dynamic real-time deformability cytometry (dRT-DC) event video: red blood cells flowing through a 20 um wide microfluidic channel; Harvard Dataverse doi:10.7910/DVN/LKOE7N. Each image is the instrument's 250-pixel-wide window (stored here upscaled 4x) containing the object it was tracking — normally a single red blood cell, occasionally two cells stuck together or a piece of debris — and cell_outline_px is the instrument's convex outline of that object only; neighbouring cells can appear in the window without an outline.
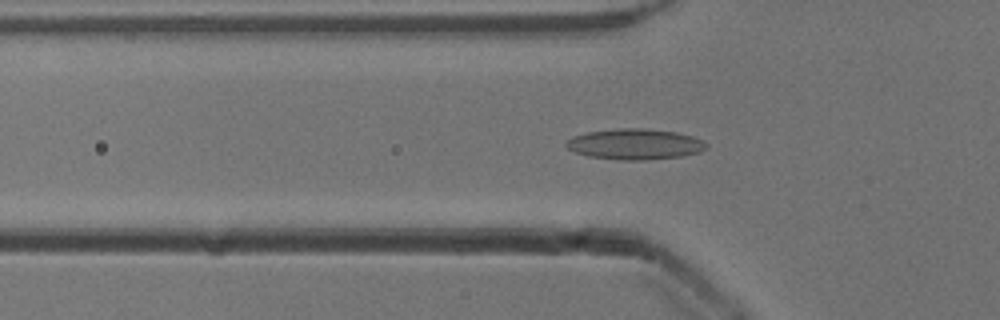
{"species": "common noctule bat (a hibernating species)", "species_latin": "Nyctalus noctula", "temperature_condition": "cold", "stored_images_in_passage": 43, "camera_frame_rate_fps": 3000, "um_per_image_px": 0.085, "animal": {"sex": "male", "body_mass_g": 13.3}, "frame": {"image": 1, "passage_image": 7, "time_ms": 2.0, "image_size_px": [1000, 320], "cell_outline_px": [[708, 148], [700, 152], [684, 156], [648, 160], [620, 160], [588, 156], [576, 152], [568, 148], [564, 144], [572, 136], [588, 132], [620, 128], [644, 128], [676, 132], [692, 136], [708, 144]], "centroid_in_image_um": [53.99, 12.26], "position_along_channel_um": 71.8, "area_um2": 25.14}}
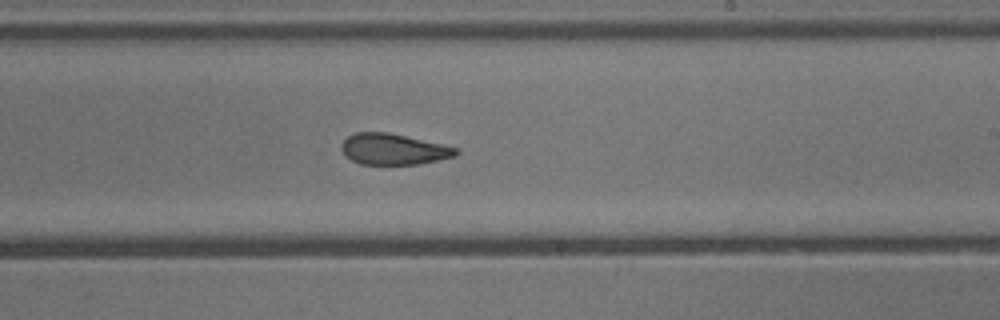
{"frame": {"image": 2, "passage_image": 21, "time_ms": 6.667, "image_size_px": [1000, 320], "cell_outline_px": [[460, 152], [456, 156], [420, 164], [360, 164], [344, 156], [340, 148], [340, 144], [348, 136], [356, 132], [388, 132], [440, 144], [456, 148]], "centroid_in_image_um": [33.4, 12.69], "position_along_channel_um": 255.6, "area_um2": 20.63}}
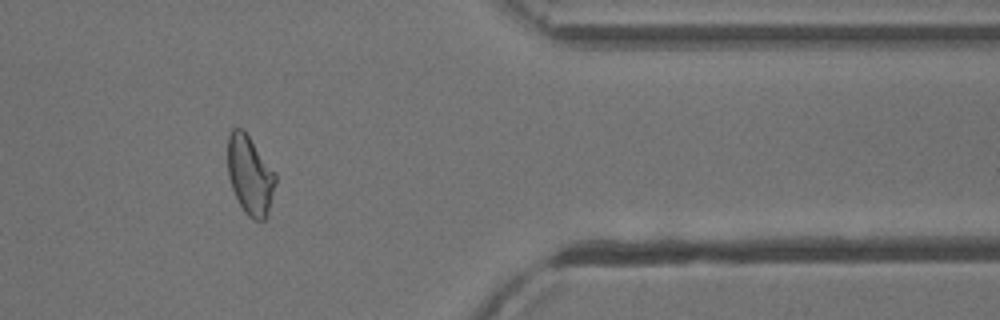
{"frame": {"image": 3, "passage_image": 33, "time_ms": 10.667, "image_size_px": [1000, 320], "cell_outline_px": [[276, 180], [268, 216], [264, 220], [256, 220], [248, 216], [244, 212], [232, 188], [228, 176], [228, 136], [232, 128], [240, 128], [248, 136], [276, 172]], "centroid_in_image_um": [21.26, 14.91], "position_along_channel_um": 390.1, "area_um2": 21.85}, "authors_computed_cell_mechanics": {"area_um2": 21.8484, "velocity_mm_per_s": 3.9118, "shape_relaxation_time_tau1_ms": null, "shape_relaxation_time_tau2_ms": 2.8596, "deformation_change_tau1": null, "deformation_change_tau2": 0.095}}